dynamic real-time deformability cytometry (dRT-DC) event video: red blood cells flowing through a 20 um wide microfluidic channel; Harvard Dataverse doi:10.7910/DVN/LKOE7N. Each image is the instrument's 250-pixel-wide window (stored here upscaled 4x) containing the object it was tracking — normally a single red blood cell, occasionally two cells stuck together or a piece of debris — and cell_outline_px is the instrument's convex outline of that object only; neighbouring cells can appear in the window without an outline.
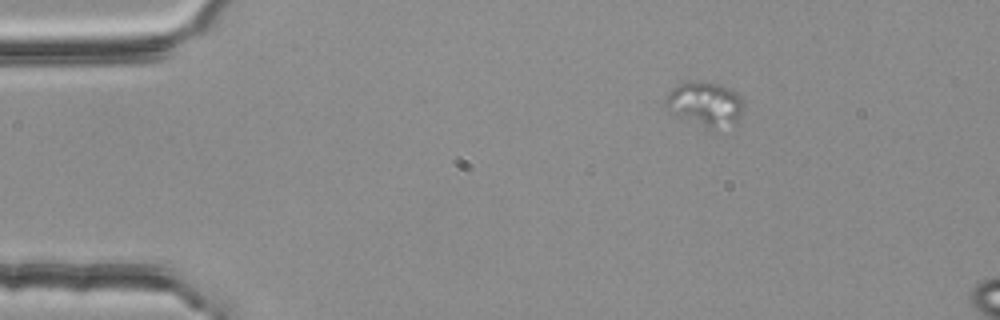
{"species": "common noctule bat (a hibernating species)", "species_latin": "Nyctalus noctula", "temperature_condition": "room temperature", "stored_images_in_passage": 3, "segment_of_instrument_passage": [1, 2], "camera_frame_rate_fps": 3000, "um_per_image_px": 0.085, "animal": {"sex": "female", "body_mass_g": 25.1}, "frame": {"image": 1, "passage_image": 1, "time_ms": 0.0, "image_size_px": [1000, 320], "cell_outline_px": [[744, 108], [736, 120], [712, 128], [708, 128], [668, 108], [664, 104], [664, 100], [668, 92], [680, 84], [696, 80], [720, 84], [736, 92], [744, 100]], "centroid_in_image_um": [59.96, 8.75], "position_along_channel_um": 25.0, "area_um2": 19.13}}